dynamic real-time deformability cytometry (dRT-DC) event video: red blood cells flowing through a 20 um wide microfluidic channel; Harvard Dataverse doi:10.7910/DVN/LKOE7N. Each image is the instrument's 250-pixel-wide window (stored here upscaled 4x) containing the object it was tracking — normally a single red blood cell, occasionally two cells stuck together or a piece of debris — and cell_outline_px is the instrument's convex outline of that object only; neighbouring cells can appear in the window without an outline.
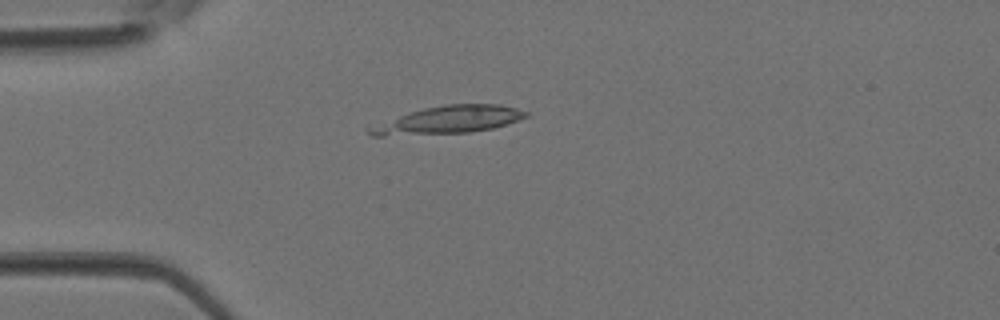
{"species": "Egyptian fruit bat (a non-hibernating species)", "species_latin": "Rousettus aegyptiacus", "temperature_condition": "room temperature", "stored_images_in_passage": 2, "camera_frame_rate_fps": 3000, "um_per_image_px": 0.085, "animal": {"sex": "female"}, "frame": {"image": 1, "passage_image": 2, "time_ms": 0.333, "image_size_px": [1000, 320], "cell_outline_px": [[528, 116], [492, 128], [468, 132], [384, 136], [372, 136], [364, 128], [424, 108], [448, 104], [500, 104], [516, 108], [528, 112]], "centroid_in_image_um": [38.1, 10.19], "position_along_channel_um": 46.9, "area_um2": 24.62}}